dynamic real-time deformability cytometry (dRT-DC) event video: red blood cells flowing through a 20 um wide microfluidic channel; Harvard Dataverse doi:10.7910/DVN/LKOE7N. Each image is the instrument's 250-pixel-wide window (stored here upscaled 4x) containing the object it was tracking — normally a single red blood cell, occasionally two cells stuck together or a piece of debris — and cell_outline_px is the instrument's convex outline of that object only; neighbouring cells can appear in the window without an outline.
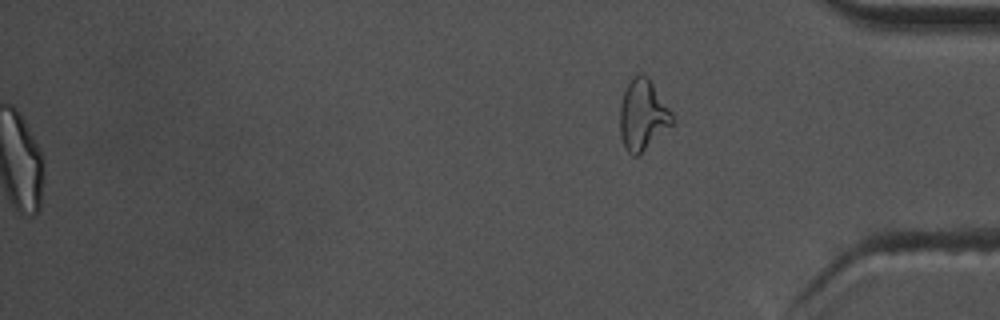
{"species": "common noctule bat (a hibernating species)", "species_latin": "Nyctalus noctula", "temperature_condition": "warm", "stored_images_in_passage": 55, "segment_of_instrument_passage": [2, 2], "camera_frame_rate_fps": 3000, "um_per_image_px": 0.085, "animal": {"sex": "male", "body_mass_g": 17.5, "forearm_length_mm": 52.3}, "frame": {"image": 1, "passage_image": 55, "time_ms": 18.0, "image_size_px": [1000, 320], "cell_outline_px": [[676, 124], [640, 156], [632, 156], [628, 152], [620, 136], [620, 108], [624, 92], [632, 76], [640, 72], [644, 72], [648, 76], [672, 112], [676, 120]], "centroid_in_image_um": [54.69, 9.81], "position_along_channel_um": 380.5, "area_um2": 22.31}}